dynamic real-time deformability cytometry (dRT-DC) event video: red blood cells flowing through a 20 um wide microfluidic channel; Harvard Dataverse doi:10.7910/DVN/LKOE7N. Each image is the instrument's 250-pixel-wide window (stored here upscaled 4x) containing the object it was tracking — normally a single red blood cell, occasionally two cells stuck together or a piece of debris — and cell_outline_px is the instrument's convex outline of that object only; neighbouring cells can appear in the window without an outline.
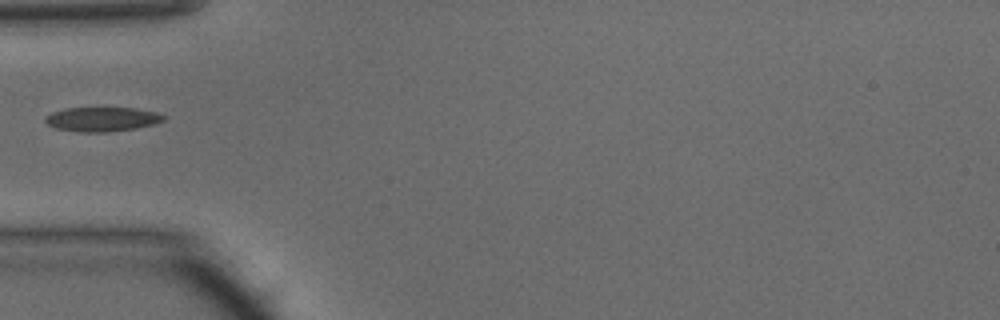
{"species": "common noctule bat (a hibernating species)", "species_latin": "Nyctalus noctula", "temperature_condition": "warm", "stored_images_in_passage": 33, "camera_frame_rate_fps": 3000, "um_per_image_px": 0.085, "animal": {"sex": "male", "body_mass_g": 15.6}, "frame": {"image": 1, "passage_image": 1, "time_ms": 0.0, "image_size_px": [1000, 320], "cell_outline_px": [[168, 116], [164, 120], [156, 124], [136, 128], [108, 132], [80, 132], [56, 128], [48, 124], [44, 120], [44, 116], [52, 112], [64, 108], [136, 108], [156, 112]], "centroid_in_image_um": [8.7, 10.13], "position_along_channel_um": 76.3, "area_um2": 16.94}}
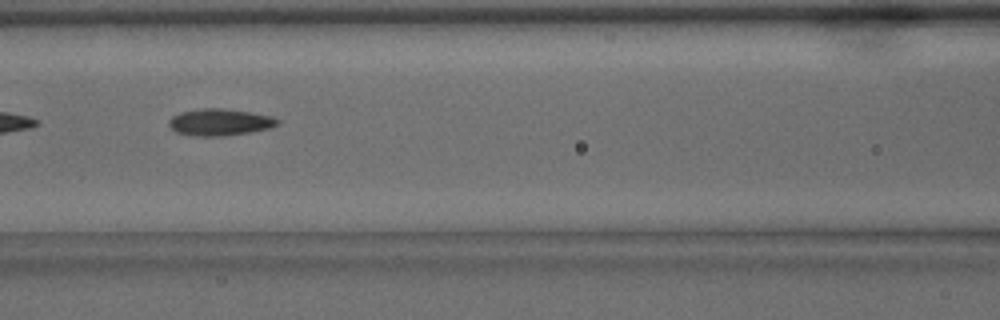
{"frame": {"image": 2, "passage_image": 6, "time_ms": 1.667, "image_size_px": [1000, 320], "cell_outline_px": [[280, 124], [268, 128], [248, 132], [224, 136], [196, 136], [176, 132], [168, 124], [168, 120], [172, 116], [180, 112], [204, 108], [224, 108], [272, 116], [280, 120]], "centroid_in_image_um": [18.67, 10.38], "position_along_channel_um": 147.9, "area_um2": 16.88}}